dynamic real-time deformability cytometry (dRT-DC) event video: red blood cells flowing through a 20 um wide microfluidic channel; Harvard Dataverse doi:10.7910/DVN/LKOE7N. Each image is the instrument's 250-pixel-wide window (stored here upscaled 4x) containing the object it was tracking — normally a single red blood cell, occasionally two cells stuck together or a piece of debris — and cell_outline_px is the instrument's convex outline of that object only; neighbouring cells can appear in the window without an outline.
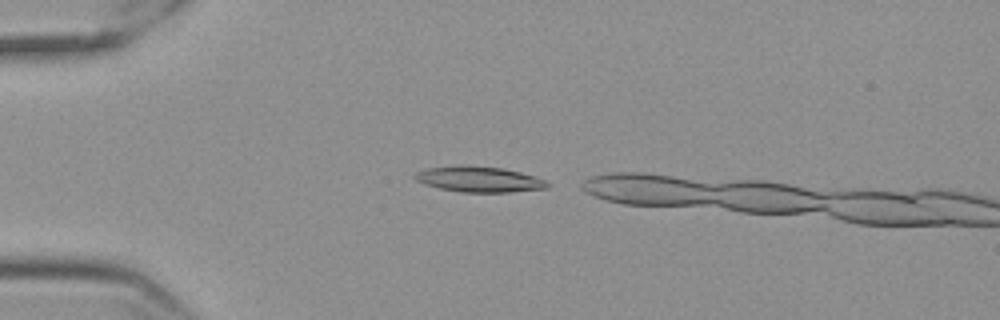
{"species": "Egyptian fruit bat (a non-hibernating species)", "species_latin": "Rousettus aegyptiacus", "temperature_condition": "cold", "stored_images_in_passage": 8, "camera_frame_rate_fps": 3000, "um_per_image_px": 0.085, "frame": {"image": 1, "passage_image": 2, "time_ms": 0.333, "image_size_px": [1000, 320], "cell_outline_px": [[552, 184], [548, 188], [508, 192], [460, 192], [440, 188], [424, 184], [416, 180], [412, 176], [416, 172], [424, 168], [456, 164], [504, 168], [520, 172], [544, 180]], "centroid_in_image_um": [40.67, 15.22], "position_along_channel_um": 44.3, "area_um2": 20.0}}
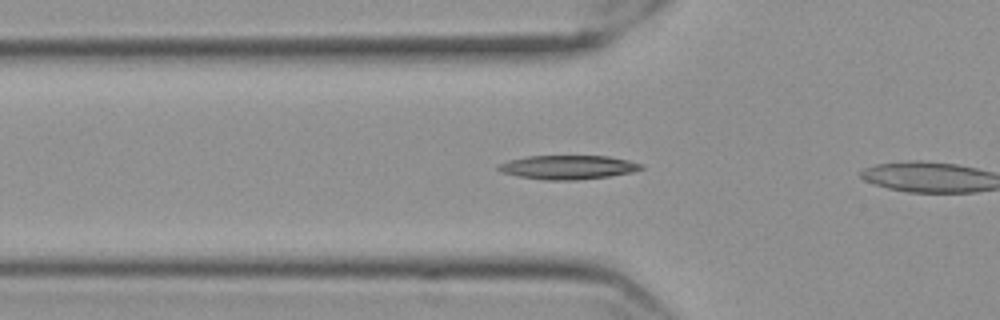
{"frame": {"image": 2, "passage_image": 7, "time_ms": 2.0, "image_size_px": [1000, 320], "cell_outline_px": [[644, 168], [632, 172], [608, 176], [576, 180], [544, 180], [516, 176], [500, 172], [496, 168], [496, 164], [508, 160], [528, 156], [608, 156], [628, 160], [644, 164]], "centroid_in_image_um": [48.23, 14.21], "position_along_channel_um": 77.6, "area_um2": 20.11}}